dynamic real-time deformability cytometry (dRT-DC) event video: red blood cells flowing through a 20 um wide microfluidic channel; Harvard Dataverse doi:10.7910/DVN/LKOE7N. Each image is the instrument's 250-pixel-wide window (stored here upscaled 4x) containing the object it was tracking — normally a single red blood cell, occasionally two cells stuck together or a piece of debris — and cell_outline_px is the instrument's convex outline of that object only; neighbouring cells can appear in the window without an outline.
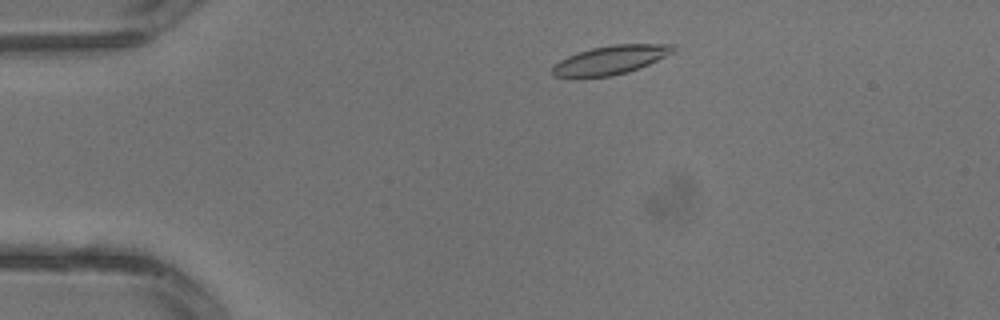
{"species": "common noctule bat (a hibernating species)", "species_latin": "Nyctalus noctula", "temperature_condition": "warm", "stored_images_in_passage": 1, "camera_frame_rate_fps": 3000, "um_per_image_px": 0.085, "animal": {"sex": "male", "body_mass_g": 13.3}, "frame": {"image": 1, "passage_image": 1, "time_ms": 0.0, "image_size_px": [1000, 320], "cell_outline_px": [[680, 48], [676, 52], [648, 64], [628, 72], [612, 76], [580, 80], [572, 80], [552, 76], [552, 68], [560, 60], [568, 56], [592, 48], [612, 44], [676, 44]], "centroid_in_image_um": [51.88, 5.14], "position_along_channel_um": 33.1, "area_um2": 21.1}}